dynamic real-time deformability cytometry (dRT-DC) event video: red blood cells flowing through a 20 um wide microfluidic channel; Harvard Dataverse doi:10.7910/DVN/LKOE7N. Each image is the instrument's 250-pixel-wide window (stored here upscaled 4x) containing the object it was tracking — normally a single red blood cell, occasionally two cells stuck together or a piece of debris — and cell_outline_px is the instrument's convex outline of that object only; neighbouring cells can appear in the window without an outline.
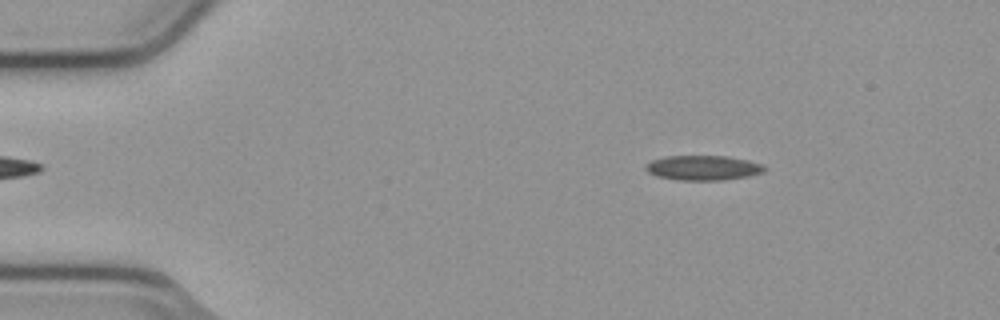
{"species": "common noctule bat (a hibernating species)", "species_latin": "Nyctalus noctula", "temperature_condition": "cold", "stored_images_in_passage": 54, "camera_frame_rate_fps": 3000, "um_per_image_px": 0.085, "animal": {"sex": "male", "body_mass_g": 23.1, "forearm_length_mm": 52.7}, "frame": {"image": 1, "passage_image": 8, "time_ms": 2.333, "image_size_px": [1000, 320], "cell_outline_px": [[768, 168], [764, 172], [748, 176], [720, 180], [676, 180], [656, 176], [648, 172], [644, 168], [652, 160], [664, 156], [724, 156], [748, 160], [764, 164]], "centroid_in_image_um": [59.78, 14.26], "position_along_channel_um": 25.2, "area_um2": 17.22}}
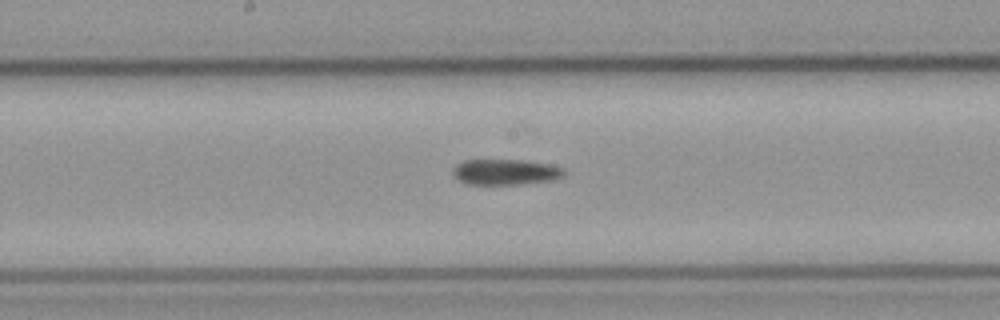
{"frame": {"image": 2, "passage_image": 28, "time_ms": 9.0, "image_size_px": [1000, 320], "cell_outline_px": [[564, 176], [552, 180], [516, 184], [464, 184], [452, 172], [456, 164], [464, 160], [524, 160], [548, 164], [564, 168]], "centroid_in_image_um": [42.96, 14.61], "position_along_channel_um": 205.2, "area_um2": 16.47}}
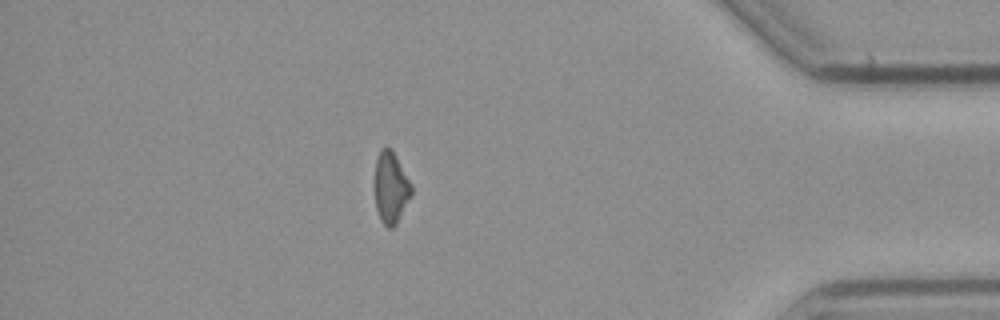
{"frame": {"image": 3, "passage_image": 47, "time_ms": 15.333, "image_size_px": [1000, 320], "cell_outline_px": [[412, 196], [396, 224], [392, 228], [388, 228], [380, 220], [376, 208], [376, 160], [380, 148], [392, 148], [412, 184]], "centroid_in_image_um": [33.25, 15.95], "position_along_channel_um": 401.9, "area_um2": 15.26}, "authors_computed_cell_mechanics": {"area_um2": 16.762, "velocity_mm_per_s": 3.7664, "shape_relaxation_time_tau1_ms": 10.5376, "shape_relaxation_time_tau2_ms": null, "deformation_change_tau1": 0.1559, "deformation_change_tau2": null}}